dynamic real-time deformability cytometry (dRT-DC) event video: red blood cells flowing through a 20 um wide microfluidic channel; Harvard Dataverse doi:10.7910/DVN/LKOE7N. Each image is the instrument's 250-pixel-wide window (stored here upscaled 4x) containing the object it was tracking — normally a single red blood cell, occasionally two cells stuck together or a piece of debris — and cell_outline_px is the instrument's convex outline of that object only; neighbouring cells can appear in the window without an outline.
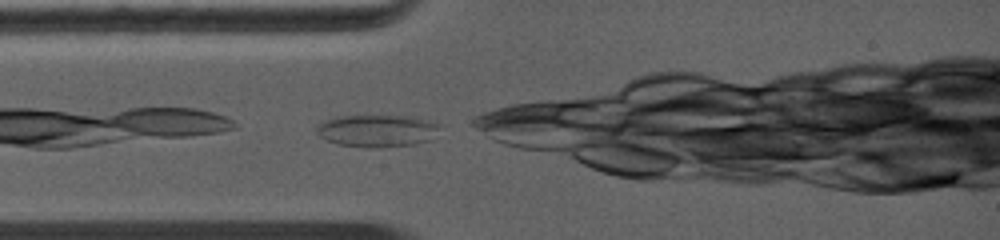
{"species": "common noctule bat (a hibernating species)", "species_latin": "Nyctalus noctula", "temperature_condition": "warm", "stored_images_in_passage": 39, "camera_frame_rate_fps": 5000, "um_per_image_px": 0.085, "animal": {"sex": "female", "body_mass_g": 19.0, "forearm_length_mm": 56.7}, "frame": {"image": 1, "passage_image": 1, "time_ms": 0.0, "image_size_px": [1000, 240], "cell_outline_px": [[436, 124], [432, 140], [416, 144], [380, 148], [368, 148], [336, 144], [320, 136], [316, 132], [320, 124], [336, 116], [408, 116]], "centroid_in_image_um": [32.0, 11.14], "position_along_channel_um": 53.0, "area_um2": 22.66}}